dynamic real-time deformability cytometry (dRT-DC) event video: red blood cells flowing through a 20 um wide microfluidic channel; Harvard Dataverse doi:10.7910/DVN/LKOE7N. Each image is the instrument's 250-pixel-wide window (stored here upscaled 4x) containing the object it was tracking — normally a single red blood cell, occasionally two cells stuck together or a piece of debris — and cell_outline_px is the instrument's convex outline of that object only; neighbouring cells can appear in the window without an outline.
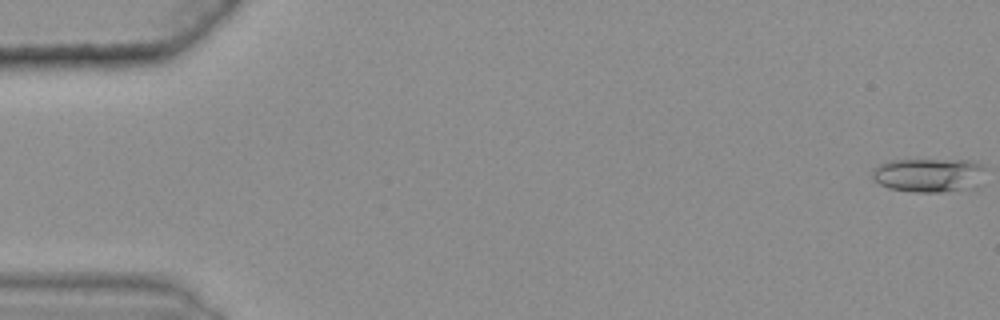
{"species": "common noctule bat (a hibernating species)", "species_latin": "Nyctalus noctula", "temperature_condition": "warm", "stored_images_in_passage": 49, "camera_frame_rate_fps": 3000, "um_per_image_px": 0.085, "animal": {"sex": "female", "body_mass_g": 25.1}, "frame": {"image": 1, "passage_image": 1, "time_ms": 0.0, "image_size_px": [1000, 320], "cell_outline_px": [[984, 168], [960, 188], [940, 192], [916, 192], [888, 188], [872, 180], [872, 172], [880, 164], [888, 160], [976, 160], [984, 164]], "centroid_in_image_um": [78.72, 14.83], "position_along_channel_um": 6.3, "area_um2": 21.15}}
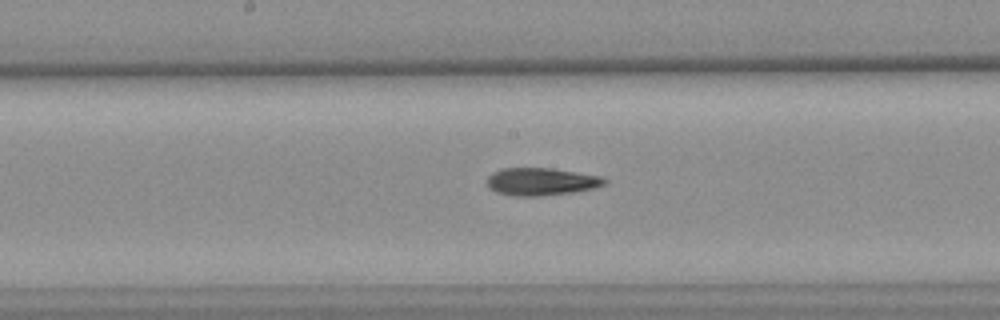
{"frame": {"image": 2, "passage_image": 30, "time_ms": 9.667, "image_size_px": [1000, 320], "cell_outline_px": [[608, 184], [596, 188], [572, 192], [540, 196], [512, 196], [496, 192], [488, 188], [488, 176], [492, 172], [500, 168], [552, 168], [600, 176], [608, 180]], "centroid_in_image_um": [46.01, 15.44], "position_along_channel_um": 202.2, "area_um2": 19.07}}
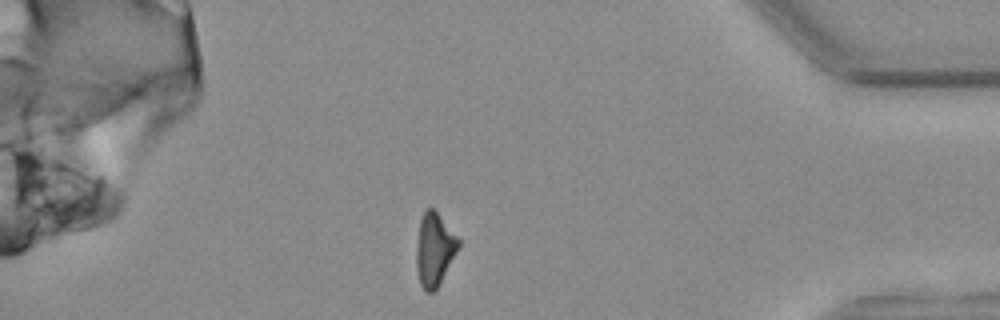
{"frame": {"image": 3, "passage_image": 49, "time_ms": 16.0, "image_size_px": [1000, 320], "cell_outline_px": [[460, 244], [456, 252], [436, 288], [432, 292], [428, 292], [420, 284], [416, 268], [416, 248], [420, 220], [424, 212], [428, 208], [432, 208], [436, 212], [460, 240]], "centroid_in_image_um": [36.9, 21.19], "position_along_channel_um": 398.3, "area_um2": 17.28}, "authors_computed_cell_mechanics": {"area_um2": 19.074, "velocity_mm_per_s": 3.6228, "shape_relaxation_time_tau1_ms": 10.9043, "shape_relaxation_time_tau2_ms": 7.5451, "deformation_change_tau1": 0.25, "deformation_change_tau2": 0.1769}}